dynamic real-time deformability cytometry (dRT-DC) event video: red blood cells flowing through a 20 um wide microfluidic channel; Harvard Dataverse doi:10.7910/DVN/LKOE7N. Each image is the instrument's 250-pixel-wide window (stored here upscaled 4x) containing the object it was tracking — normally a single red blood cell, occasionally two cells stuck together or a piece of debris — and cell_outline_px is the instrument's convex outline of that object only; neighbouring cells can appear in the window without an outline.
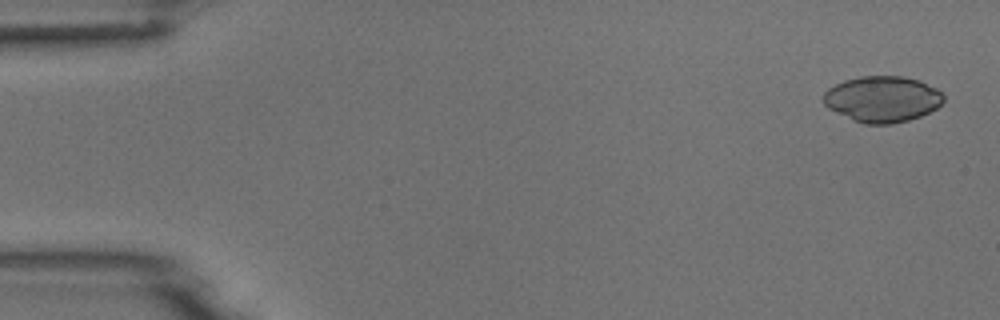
{"species": "common noctule bat (a hibernating species)", "species_latin": "Nyctalus noctula", "temperature_condition": "room temperature", "stored_images_in_passage": 6, "camera_frame_rate_fps": 3000, "um_per_image_px": 0.085, "animal": {"sex": "male", "body_mass_g": 18.8}, "frame": {"image": 1, "passage_image": 1, "time_ms": 0.0, "image_size_px": [1000, 320], "cell_outline_px": [[944, 100], [936, 108], [920, 116], [908, 120], [892, 124], [864, 124], [852, 120], [828, 108], [824, 104], [824, 92], [828, 88], [844, 80], [860, 76], [904, 76], [920, 80], [936, 88], [944, 96]], "centroid_in_image_um": [74.99, 8.42], "position_along_channel_um": 10.0, "area_um2": 32.25}}